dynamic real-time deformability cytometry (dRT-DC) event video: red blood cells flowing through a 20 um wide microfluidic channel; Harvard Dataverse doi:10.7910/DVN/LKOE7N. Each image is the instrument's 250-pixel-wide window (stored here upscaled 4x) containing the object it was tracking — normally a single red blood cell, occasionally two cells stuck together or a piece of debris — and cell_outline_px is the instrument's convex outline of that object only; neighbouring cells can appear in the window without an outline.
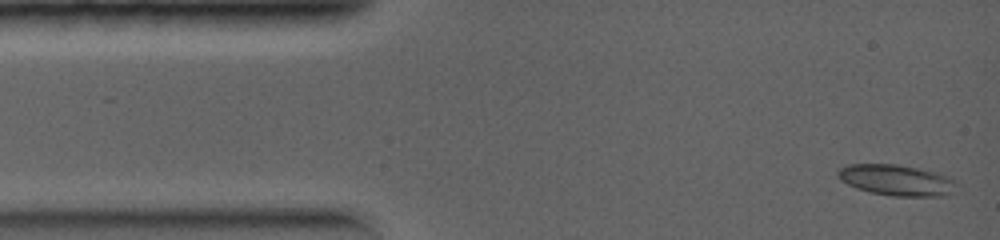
{"species": "common noctule bat (a hibernating species)", "species_latin": "Nyctalus noctula", "temperature_condition": "warm", "stored_images_in_passage": 17, "camera_frame_rate_fps": 5000, "um_per_image_px": 0.085, "animal": {"sex": "female", "body_mass_g": 19.0, "forearm_length_mm": 56.7}, "frame": {"image": 1, "passage_image": 1, "time_ms": 0.0, "image_size_px": [1000, 240], "cell_outline_px": [[960, 184], [944, 196], [892, 196], [868, 192], [856, 188], [840, 180], [836, 176], [836, 172], [840, 168], [848, 164], [896, 164], [916, 168], [948, 176], [956, 180]], "centroid_in_image_um": [76.17, 15.31], "position_along_channel_um": 8.8, "area_um2": 21.44}}
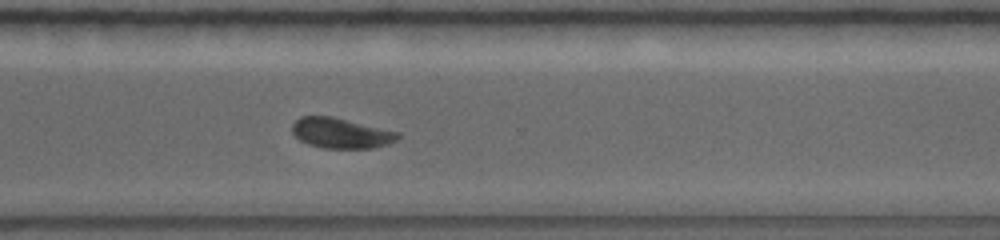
{"frame": {"image": 2, "passage_image": 14, "time_ms": 6.4, "image_size_px": [1000, 240], "cell_outline_px": [[400, 136], [396, 140], [388, 144], [372, 148], [324, 148], [308, 144], [300, 140], [292, 132], [292, 124], [300, 116], [332, 116], [400, 132]], "centroid_in_image_um": [28.98, 11.31], "position_along_channel_um": 341.6, "area_um2": 18.67}}
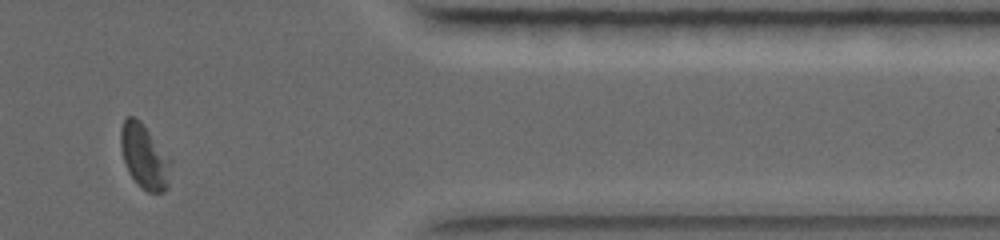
{"frame": {"image": 3, "passage_image": 16, "time_ms": 7.6, "image_size_px": [1000, 240], "cell_outline_px": [[172, 164], [168, 188], [164, 192], [148, 192], [128, 172], [120, 148], [120, 128], [124, 120], [128, 116], [136, 116], [140, 120], [172, 160]], "centroid_in_image_um": [12.29, 13.27], "position_along_channel_um": 399.1, "area_um2": 18.84}}